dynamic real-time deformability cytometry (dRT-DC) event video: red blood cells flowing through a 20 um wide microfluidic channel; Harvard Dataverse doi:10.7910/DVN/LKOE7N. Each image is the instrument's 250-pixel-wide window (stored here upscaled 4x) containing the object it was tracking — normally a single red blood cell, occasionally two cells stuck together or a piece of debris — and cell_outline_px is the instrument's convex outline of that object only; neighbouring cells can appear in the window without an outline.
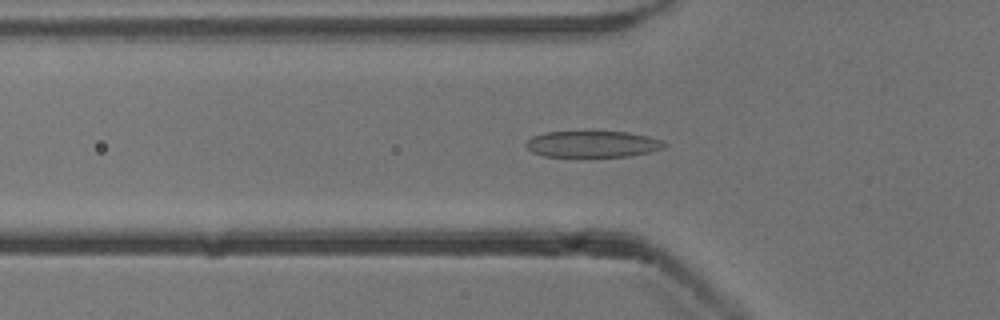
{"species": "common noctule bat (a hibernating species)", "species_latin": "Nyctalus noctula", "temperature_condition": "cold", "stored_images_in_passage": 38, "camera_frame_rate_fps": 3000, "um_per_image_px": 0.085, "animal": {"sex": "male", "body_mass_g": 13.3}, "frame": {"image": 1, "passage_image": 3, "time_ms": 0.667, "image_size_px": [1000, 320], "cell_outline_px": [[668, 144], [664, 148], [648, 152], [628, 156], [544, 156], [532, 152], [524, 144], [532, 136], [544, 132], [628, 132], [648, 136], [664, 140]], "centroid_in_image_um": [50.39, 12.24], "position_along_channel_um": 75.4, "area_um2": 21.15}}
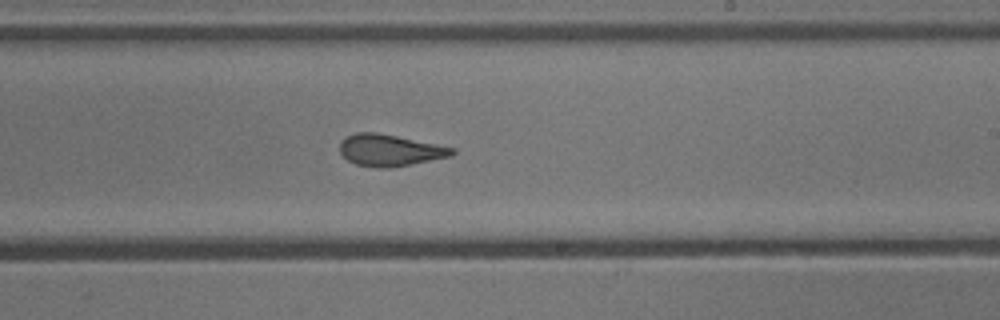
{"frame": {"image": 2, "passage_image": 17, "time_ms": 5.333, "image_size_px": [1000, 320], "cell_outline_px": [[456, 152], [452, 156], [388, 168], [380, 168], [356, 164], [348, 160], [340, 152], [340, 140], [356, 132], [376, 132], [456, 148]], "centroid_in_image_um": [33.13, 12.76], "position_along_channel_um": 255.9, "area_um2": 20.52}}
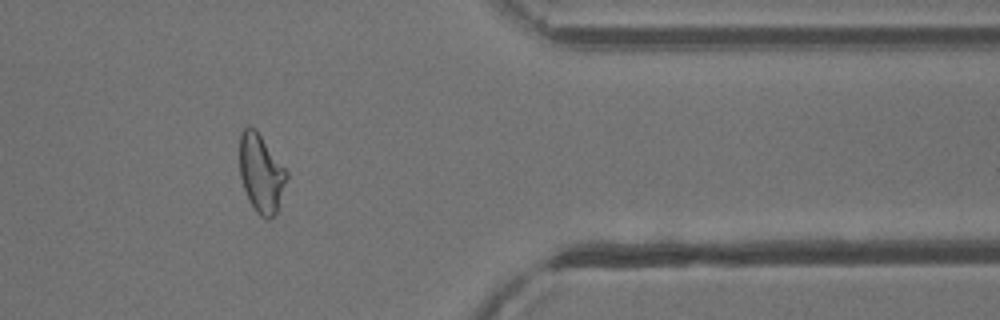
{"frame": {"image": 3, "passage_image": 29, "time_ms": 9.333, "image_size_px": [1000, 320], "cell_outline_px": [[288, 176], [276, 212], [268, 220], [260, 216], [256, 212], [248, 200], [240, 176], [240, 132], [244, 128], [256, 128], [288, 172]], "centroid_in_image_um": [22.19, 14.73], "position_along_channel_um": 389.2, "area_um2": 21.33}, "authors_computed_cell_mechanics": {"area_um2": 21.1259, "velocity_mm_per_s": 3.8475, "shape_relaxation_time_tau1_ms": 4.6474, "shape_relaxation_time_tau2_ms": 1.5134, "deformation_change_tau1": 0.1811, "deformation_change_tau2": 0.1086}}